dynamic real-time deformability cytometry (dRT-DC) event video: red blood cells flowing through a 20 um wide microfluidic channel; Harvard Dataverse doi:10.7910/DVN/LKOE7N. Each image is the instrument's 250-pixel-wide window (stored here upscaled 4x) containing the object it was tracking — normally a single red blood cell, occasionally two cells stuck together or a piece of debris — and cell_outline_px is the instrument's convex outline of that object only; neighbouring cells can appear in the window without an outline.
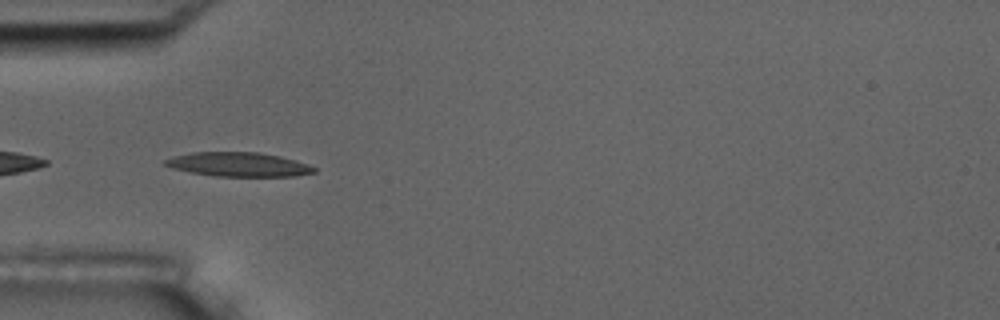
{"species": "common noctule bat (a hibernating species)", "species_latin": "Nyctalus noctula", "temperature_condition": "room temperature", "stored_images_in_passage": 15, "camera_frame_rate_fps": 3000, "um_per_image_px": 0.085, "animal": {"sex": "male", "body_mass_g": 17.5, "forearm_length_mm": 52.3}, "frame": {"image": 1, "passage_image": 5, "time_ms": 5.333, "image_size_px": [1000, 320], "cell_outline_px": [[316, 172], [296, 176], [212, 176], [172, 168], [164, 164], [164, 160], [176, 156], [192, 152], [256, 152], [280, 156], [296, 160], [308, 164], [316, 168]], "centroid_in_image_um": [20.31, 13.98], "position_along_channel_um": 64.7, "area_um2": 20.87}}
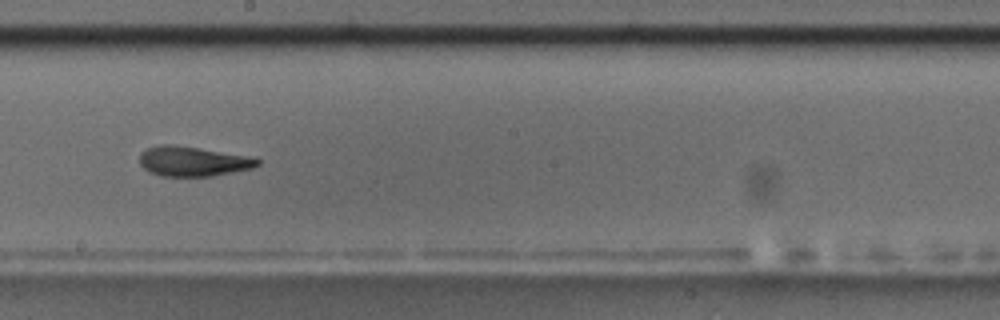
{"frame": {"image": 2, "passage_image": 9, "time_ms": 10.0, "image_size_px": [1000, 320], "cell_outline_px": [[260, 164], [252, 168], [212, 176], [160, 176], [148, 172], [140, 164], [140, 152], [144, 148], [156, 144], [172, 144], [256, 156], [260, 160]], "centroid_in_image_um": [16.4, 13.69], "position_along_channel_um": 231.8, "area_um2": 20.98}, "authors_computed_cell_mechanics": {"area_um2": 21.0392, "velocity_mm_per_s": 3.6033, "shape_relaxation_time_tau1_ms": 4.612, "shape_relaxation_time_tau2_ms": null, "deformation_change_tau1": 0.1694, "deformation_change_tau2": null}}